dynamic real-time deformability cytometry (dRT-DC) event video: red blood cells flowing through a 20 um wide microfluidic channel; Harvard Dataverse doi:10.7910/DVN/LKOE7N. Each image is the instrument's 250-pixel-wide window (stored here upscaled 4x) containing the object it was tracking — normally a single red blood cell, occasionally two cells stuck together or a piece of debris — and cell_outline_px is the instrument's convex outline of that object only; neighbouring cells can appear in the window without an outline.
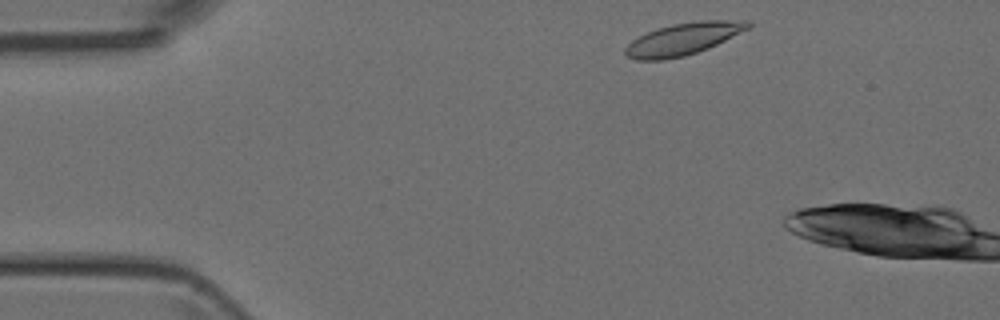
{"species": "Egyptian fruit bat (a non-hibernating species)", "species_latin": "Rousettus aegyptiacus", "temperature_condition": "room temperature", "stored_images_in_passage": 3, "camera_frame_rate_fps": 3000, "um_per_image_px": 0.085, "animal": {"sex": "female"}, "frame": {"image": 1, "passage_image": 1, "time_ms": 0.0, "image_size_px": [1000, 320], "cell_outline_px": [[752, 24], [748, 28], [708, 48], [684, 56], [664, 60], [636, 60], [628, 56], [624, 52], [624, 48], [632, 40], [656, 28], [672, 24], [700, 20], [748, 20]], "centroid_in_image_um": [58.04, 3.3], "position_along_channel_um": 27.0, "area_um2": 22.72}}